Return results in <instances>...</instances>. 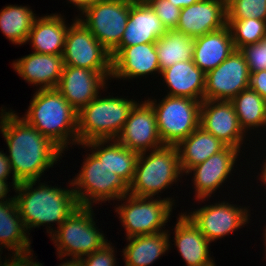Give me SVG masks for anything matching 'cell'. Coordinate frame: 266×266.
<instances>
[{"label":"cell","instance_id":"obj_1","mask_svg":"<svg viewBox=\"0 0 266 266\" xmlns=\"http://www.w3.org/2000/svg\"><path fill=\"white\" fill-rule=\"evenodd\" d=\"M1 107L0 132L6 140V154L19 181H38L44 171L53 168L64 152L48 137L28 124L17 112Z\"/></svg>","mask_w":266,"mask_h":266},{"label":"cell","instance_id":"obj_2","mask_svg":"<svg viewBox=\"0 0 266 266\" xmlns=\"http://www.w3.org/2000/svg\"><path fill=\"white\" fill-rule=\"evenodd\" d=\"M37 182L38 186L34 187ZM39 182H20L13 197L27 232L47 225L49 229L46 227V232L50 236L54 230L48 224L56 223L58 228L80 205L73 187L58 188Z\"/></svg>","mask_w":266,"mask_h":266},{"label":"cell","instance_id":"obj_3","mask_svg":"<svg viewBox=\"0 0 266 266\" xmlns=\"http://www.w3.org/2000/svg\"><path fill=\"white\" fill-rule=\"evenodd\" d=\"M30 102L22 117L28 124L63 152L68 145H78V112L56 88L36 89Z\"/></svg>","mask_w":266,"mask_h":266},{"label":"cell","instance_id":"obj_4","mask_svg":"<svg viewBox=\"0 0 266 266\" xmlns=\"http://www.w3.org/2000/svg\"><path fill=\"white\" fill-rule=\"evenodd\" d=\"M136 103L127 97L98 95L78 112V145L116 139Z\"/></svg>","mask_w":266,"mask_h":266},{"label":"cell","instance_id":"obj_5","mask_svg":"<svg viewBox=\"0 0 266 266\" xmlns=\"http://www.w3.org/2000/svg\"><path fill=\"white\" fill-rule=\"evenodd\" d=\"M183 175L175 145H164L148 153H139L128 194L154 197L176 184Z\"/></svg>","mask_w":266,"mask_h":266},{"label":"cell","instance_id":"obj_6","mask_svg":"<svg viewBox=\"0 0 266 266\" xmlns=\"http://www.w3.org/2000/svg\"><path fill=\"white\" fill-rule=\"evenodd\" d=\"M93 207L79 206L50 235L60 260L80 259L102 248L108 240L94 221ZM67 256V257H66Z\"/></svg>","mask_w":266,"mask_h":266},{"label":"cell","instance_id":"obj_7","mask_svg":"<svg viewBox=\"0 0 266 266\" xmlns=\"http://www.w3.org/2000/svg\"><path fill=\"white\" fill-rule=\"evenodd\" d=\"M160 198L126 194L118 200L125 201L121 202V205H116L114 210L125 228L126 238L168 231L165 225L169 221L176 200L170 197Z\"/></svg>","mask_w":266,"mask_h":266},{"label":"cell","instance_id":"obj_8","mask_svg":"<svg viewBox=\"0 0 266 266\" xmlns=\"http://www.w3.org/2000/svg\"><path fill=\"white\" fill-rule=\"evenodd\" d=\"M83 159L81 170L68 184L73 186L80 206H94V203L118 201L128 194L129 186L114 172H109L92 153ZM93 203V204H92Z\"/></svg>","mask_w":266,"mask_h":266},{"label":"cell","instance_id":"obj_9","mask_svg":"<svg viewBox=\"0 0 266 266\" xmlns=\"http://www.w3.org/2000/svg\"><path fill=\"white\" fill-rule=\"evenodd\" d=\"M154 110L159 136L164 145H177L200 126L201 101L166 95L159 103L146 100Z\"/></svg>","mask_w":266,"mask_h":266},{"label":"cell","instance_id":"obj_10","mask_svg":"<svg viewBox=\"0 0 266 266\" xmlns=\"http://www.w3.org/2000/svg\"><path fill=\"white\" fill-rule=\"evenodd\" d=\"M80 15L77 19L111 53L120 44L125 31L129 3L121 0H99Z\"/></svg>","mask_w":266,"mask_h":266},{"label":"cell","instance_id":"obj_11","mask_svg":"<svg viewBox=\"0 0 266 266\" xmlns=\"http://www.w3.org/2000/svg\"><path fill=\"white\" fill-rule=\"evenodd\" d=\"M62 56L64 65L112 71L110 52L76 16L68 27Z\"/></svg>","mask_w":266,"mask_h":266},{"label":"cell","instance_id":"obj_12","mask_svg":"<svg viewBox=\"0 0 266 266\" xmlns=\"http://www.w3.org/2000/svg\"><path fill=\"white\" fill-rule=\"evenodd\" d=\"M210 243L232 234L248 224L250 210L225 200L204 205L194 211L183 212Z\"/></svg>","mask_w":266,"mask_h":266},{"label":"cell","instance_id":"obj_13","mask_svg":"<svg viewBox=\"0 0 266 266\" xmlns=\"http://www.w3.org/2000/svg\"><path fill=\"white\" fill-rule=\"evenodd\" d=\"M250 72L240 50H234L219 66L205 74L203 100L231 101L249 87Z\"/></svg>","mask_w":266,"mask_h":266},{"label":"cell","instance_id":"obj_14","mask_svg":"<svg viewBox=\"0 0 266 266\" xmlns=\"http://www.w3.org/2000/svg\"><path fill=\"white\" fill-rule=\"evenodd\" d=\"M112 71H94L81 67L65 65L57 90L67 102L79 112L105 91L107 81L111 80Z\"/></svg>","mask_w":266,"mask_h":266},{"label":"cell","instance_id":"obj_15","mask_svg":"<svg viewBox=\"0 0 266 266\" xmlns=\"http://www.w3.org/2000/svg\"><path fill=\"white\" fill-rule=\"evenodd\" d=\"M142 102V103H141ZM131 109L116 140L137 153L148 152L164 146L157 128L153 107L144 100Z\"/></svg>","mask_w":266,"mask_h":266},{"label":"cell","instance_id":"obj_16","mask_svg":"<svg viewBox=\"0 0 266 266\" xmlns=\"http://www.w3.org/2000/svg\"><path fill=\"white\" fill-rule=\"evenodd\" d=\"M240 150L225 146L221 151L210 156L206 161L192 167L186 175L193 172L191 180L195 189V199L197 201H208V198L221 188L223 183L227 182V178L232 175L235 164H237ZM226 181V182H225Z\"/></svg>","mask_w":266,"mask_h":266},{"label":"cell","instance_id":"obj_17","mask_svg":"<svg viewBox=\"0 0 266 266\" xmlns=\"http://www.w3.org/2000/svg\"><path fill=\"white\" fill-rule=\"evenodd\" d=\"M200 126L226 146L238 150L243 147L242 144L247 134L240 127L231 101L203 100L200 110Z\"/></svg>","mask_w":266,"mask_h":266},{"label":"cell","instance_id":"obj_18","mask_svg":"<svg viewBox=\"0 0 266 266\" xmlns=\"http://www.w3.org/2000/svg\"><path fill=\"white\" fill-rule=\"evenodd\" d=\"M227 26L226 0H199L181 9L176 31L192 38Z\"/></svg>","mask_w":266,"mask_h":266},{"label":"cell","instance_id":"obj_19","mask_svg":"<svg viewBox=\"0 0 266 266\" xmlns=\"http://www.w3.org/2000/svg\"><path fill=\"white\" fill-rule=\"evenodd\" d=\"M161 74L155 43L123 47L112 58L111 79L129 80Z\"/></svg>","mask_w":266,"mask_h":266},{"label":"cell","instance_id":"obj_20","mask_svg":"<svg viewBox=\"0 0 266 266\" xmlns=\"http://www.w3.org/2000/svg\"><path fill=\"white\" fill-rule=\"evenodd\" d=\"M167 32L148 3L129 4V18L120 44L110 53L113 58L123 47L155 43Z\"/></svg>","mask_w":266,"mask_h":266},{"label":"cell","instance_id":"obj_21","mask_svg":"<svg viewBox=\"0 0 266 266\" xmlns=\"http://www.w3.org/2000/svg\"><path fill=\"white\" fill-rule=\"evenodd\" d=\"M13 69L22 79L37 89L57 88L64 69L62 55L32 52L12 63Z\"/></svg>","mask_w":266,"mask_h":266},{"label":"cell","instance_id":"obj_22","mask_svg":"<svg viewBox=\"0 0 266 266\" xmlns=\"http://www.w3.org/2000/svg\"><path fill=\"white\" fill-rule=\"evenodd\" d=\"M174 245L187 266H204L214 262L210 256V242L181 212L174 227Z\"/></svg>","mask_w":266,"mask_h":266},{"label":"cell","instance_id":"obj_23","mask_svg":"<svg viewBox=\"0 0 266 266\" xmlns=\"http://www.w3.org/2000/svg\"><path fill=\"white\" fill-rule=\"evenodd\" d=\"M80 146L91 150L107 171L120 176L128 186L132 183L139 153L124 147L116 139L93 140Z\"/></svg>","mask_w":266,"mask_h":266},{"label":"cell","instance_id":"obj_24","mask_svg":"<svg viewBox=\"0 0 266 266\" xmlns=\"http://www.w3.org/2000/svg\"><path fill=\"white\" fill-rule=\"evenodd\" d=\"M163 82L168 88L167 95L189 97L203 101L205 89V73L193 60L178 62L161 71Z\"/></svg>","mask_w":266,"mask_h":266},{"label":"cell","instance_id":"obj_25","mask_svg":"<svg viewBox=\"0 0 266 266\" xmlns=\"http://www.w3.org/2000/svg\"><path fill=\"white\" fill-rule=\"evenodd\" d=\"M61 14L37 17L31 27L27 42L32 44L33 52L62 55L66 34L70 25Z\"/></svg>","mask_w":266,"mask_h":266},{"label":"cell","instance_id":"obj_26","mask_svg":"<svg viewBox=\"0 0 266 266\" xmlns=\"http://www.w3.org/2000/svg\"><path fill=\"white\" fill-rule=\"evenodd\" d=\"M235 50L228 26L194 38V64L207 74Z\"/></svg>","mask_w":266,"mask_h":266},{"label":"cell","instance_id":"obj_27","mask_svg":"<svg viewBox=\"0 0 266 266\" xmlns=\"http://www.w3.org/2000/svg\"><path fill=\"white\" fill-rule=\"evenodd\" d=\"M170 231L127 238L123 251L125 266H150L170 250Z\"/></svg>","mask_w":266,"mask_h":266},{"label":"cell","instance_id":"obj_28","mask_svg":"<svg viewBox=\"0 0 266 266\" xmlns=\"http://www.w3.org/2000/svg\"><path fill=\"white\" fill-rule=\"evenodd\" d=\"M225 146L213 134L205 131L201 126L197 127L176 145L182 173L187 174L192 167L203 163Z\"/></svg>","mask_w":266,"mask_h":266},{"label":"cell","instance_id":"obj_29","mask_svg":"<svg viewBox=\"0 0 266 266\" xmlns=\"http://www.w3.org/2000/svg\"><path fill=\"white\" fill-rule=\"evenodd\" d=\"M28 235L15 199L0 202V254L3 247L12 253L32 250Z\"/></svg>","mask_w":266,"mask_h":266},{"label":"cell","instance_id":"obj_30","mask_svg":"<svg viewBox=\"0 0 266 266\" xmlns=\"http://www.w3.org/2000/svg\"><path fill=\"white\" fill-rule=\"evenodd\" d=\"M160 71L181 61L193 60L194 38L182 32L167 30L156 42Z\"/></svg>","mask_w":266,"mask_h":266},{"label":"cell","instance_id":"obj_31","mask_svg":"<svg viewBox=\"0 0 266 266\" xmlns=\"http://www.w3.org/2000/svg\"><path fill=\"white\" fill-rule=\"evenodd\" d=\"M231 103L245 133L258 127H262L263 130L266 128V100L253 89H244L231 100Z\"/></svg>","mask_w":266,"mask_h":266},{"label":"cell","instance_id":"obj_32","mask_svg":"<svg viewBox=\"0 0 266 266\" xmlns=\"http://www.w3.org/2000/svg\"><path fill=\"white\" fill-rule=\"evenodd\" d=\"M37 17L28 6H5L0 11V30L12 44L23 45Z\"/></svg>","mask_w":266,"mask_h":266},{"label":"cell","instance_id":"obj_33","mask_svg":"<svg viewBox=\"0 0 266 266\" xmlns=\"http://www.w3.org/2000/svg\"><path fill=\"white\" fill-rule=\"evenodd\" d=\"M227 26L236 50L257 43L266 37V20L254 18L227 19Z\"/></svg>","mask_w":266,"mask_h":266},{"label":"cell","instance_id":"obj_34","mask_svg":"<svg viewBox=\"0 0 266 266\" xmlns=\"http://www.w3.org/2000/svg\"><path fill=\"white\" fill-rule=\"evenodd\" d=\"M227 19L266 20V0H226Z\"/></svg>","mask_w":266,"mask_h":266},{"label":"cell","instance_id":"obj_35","mask_svg":"<svg viewBox=\"0 0 266 266\" xmlns=\"http://www.w3.org/2000/svg\"><path fill=\"white\" fill-rule=\"evenodd\" d=\"M166 30H174L178 26L181 8L172 4L169 0H148L147 2Z\"/></svg>","mask_w":266,"mask_h":266},{"label":"cell","instance_id":"obj_36","mask_svg":"<svg viewBox=\"0 0 266 266\" xmlns=\"http://www.w3.org/2000/svg\"><path fill=\"white\" fill-rule=\"evenodd\" d=\"M239 50L246 59L250 73L266 70V37Z\"/></svg>","mask_w":266,"mask_h":266},{"label":"cell","instance_id":"obj_37","mask_svg":"<svg viewBox=\"0 0 266 266\" xmlns=\"http://www.w3.org/2000/svg\"><path fill=\"white\" fill-rule=\"evenodd\" d=\"M110 243L109 241L92 254L78 259L80 266H115L117 258L114 256V247Z\"/></svg>","mask_w":266,"mask_h":266},{"label":"cell","instance_id":"obj_38","mask_svg":"<svg viewBox=\"0 0 266 266\" xmlns=\"http://www.w3.org/2000/svg\"><path fill=\"white\" fill-rule=\"evenodd\" d=\"M33 250L22 252V253H12L11 259H5L4 262L1 261L0 254V266H41V263L33 259Z\"/></svg>","mask_w":266,"mask_h":266},{"label":"cell","instance_id":"obj_39","mask_svg":"<svg viewBox=\"0 0 266 266\" xmlns=\"http://www.w3.org/2000/svg\"><path fill=\"white\" fill-rule=\"evenodd\" d=\"M249 87L266 100V70L250 73Z\"/></svg>","mask_w":266,"mask_h":266},{"label":"cell","instance_id":"obj_40","mask_svg":"<svg viewBox=\"0 0 266 266\" xmlns=\"http://www.w3.org/2000/svg\"><path fill=\"white\" fill-rule=\"evenodd\" d=\"M12 174V182L11 186L12 189H15V187L20 183L14 176L13 171L11 168V164L6 156V153H4V150L0 151V180L7 181L9 176Z\"/></svg>","mask_w":266,"mask_h":266},{"label":"cell","instance_id":"obj_41","mask_svg":"<svg viewBox=\"0 0 266 266\" xmlns=\"http://www.w3.org/2000/svg\"><path fill=\"white\" fill-rule=\"evenodd\" d=\"M99 0H68L70 4H73L81 14L89 7L94 5Z\"/></svg>","mask_w":266,"mask_h":266},{"label":"cell","instance_id":"obj_42","mask_svg":"<svg viewBox=\"0 0 266 266\" xmlns=\"http://www.w3.org/2000/svg\"><path fill=\"white\" fill-rule=\"evenodd\" d=\"M8 186L7 181L0 180V202L14 199L12 196H10V198L7 197L8 192H10V188Z\"/></svg>","mask_w":266,"mask_h":266},{"label":"cell","instance_id":"obj_43","mask_svg":"<svg viewBox=\"0 0 266 266\" xmlns=\"http://www.w3.org/2000/svg\"><path fill=\"white\" fill-rule=\"evenodd\" d=\"M172 4H174L175 6L179 7V8H184V7H188L196 2H198L199 0H169Z\"/></svg>","mask_w":266,"mask_h":266},{"label":"cell","instance_id":"obj_44","mask_svg":"<svg viewBox=\"0 0 266 266\" xmlns=\"http://www.w3.org/2000/svg\"><path fill=\"white\" fill-rule=\"evenodd\" d=\"M264 162H262V167H261V173L259 174L260 175V178H258L262 183L263 185L266 186V156H265V159L263 160ZM265 190H266V187H265Z\"/></svg>","mask_w":266,"mask_h":266},{"label":"cell","instance_id":"obj_45","mask_svg":"<svg viewBox=\"0 0 266 266\" xmlns=\"http://www.w3.org/2000/svg\"><path fill=\"white\" fill-rule=\"evenodd\" d=\"M66 260H67V262L63 261L62 264H59L58 266H80L78 259L72 258L70 260H68V259H66ZM41 266H43V265L41 264Z\"/></svg>","mask_w":266,"mask_h":266},{"label":"cell","instance_id":"obj_46","mask_svg":"<svg viewBox=\"0 0 266 266\" xmlns=\"http://www.w3.org/2000/svg\"><path fill=\"white\" fill-rule=\"evenodd\" d=\"M121 1L129 3V4H141V3L148 2V0H121Z\"/></svg>","mask_w":266,"mask_h":266},{"label":"cell","instance_id":"obj_47","mask_svg":"<svg viewBox=\"0 0 266 266\" xmlns=\"http://www.w3.org/2000/svg\"><path fill=\"white\" fill-rule=\"evenodd\" d=\"M263 238H264V248H265V257H266V225H265V227H264V229H263ZM266 259V258H265Z\"/></svg>","mask_w":266,"mask_h":266},{"label":"cell","instance_id":"obj_48","mask_svg":"<svg viewBox=\"0 0 266 266\" xmlns=\"http://www.w3.org/2000/svg\"><path fill=\"white\" fill-rule=\"evenodd\" d=\"M204 266H216V264H215V261H214V262H211V263H209L207 265H204Z\"/></svg>","mask_w":266,"mask_h":266}]
</instances>
